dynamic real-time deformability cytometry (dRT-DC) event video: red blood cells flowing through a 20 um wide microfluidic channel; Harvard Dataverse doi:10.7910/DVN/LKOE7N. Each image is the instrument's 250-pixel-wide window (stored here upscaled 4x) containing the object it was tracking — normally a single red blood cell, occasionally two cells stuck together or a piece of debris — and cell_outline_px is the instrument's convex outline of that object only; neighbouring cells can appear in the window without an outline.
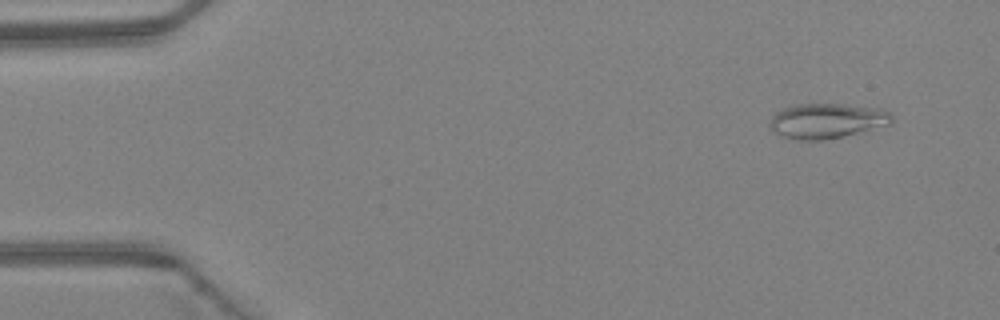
{"species": "Egyptian fruit bat (a non-hibernating species)", "species_latin": "Rousettus aegyptiacus", "temperature_condition": "warm", "stored_images_in_passage": 4, "camera_frame_rate_fps": 3000, "um_per_image_px": 0.085, "animal": {"sex": "female"}, "frame": {"image": 1, "passage_image": 1, "time_ms": 0.0, "image_size_px": [1000, 320], "cell_outline_px": [[892, 124], [844, 136], [824, 140], [796, 140], [772, 132], [768, 124], [772, 116], [776, 112], [792, 104], [844, 104], [880, 108], [888, 112], [892, 116]], "centroid_in_image_um": [70.26, 10.27], "position_along_channel_um": 14.7, "area_um2": 25.09}}